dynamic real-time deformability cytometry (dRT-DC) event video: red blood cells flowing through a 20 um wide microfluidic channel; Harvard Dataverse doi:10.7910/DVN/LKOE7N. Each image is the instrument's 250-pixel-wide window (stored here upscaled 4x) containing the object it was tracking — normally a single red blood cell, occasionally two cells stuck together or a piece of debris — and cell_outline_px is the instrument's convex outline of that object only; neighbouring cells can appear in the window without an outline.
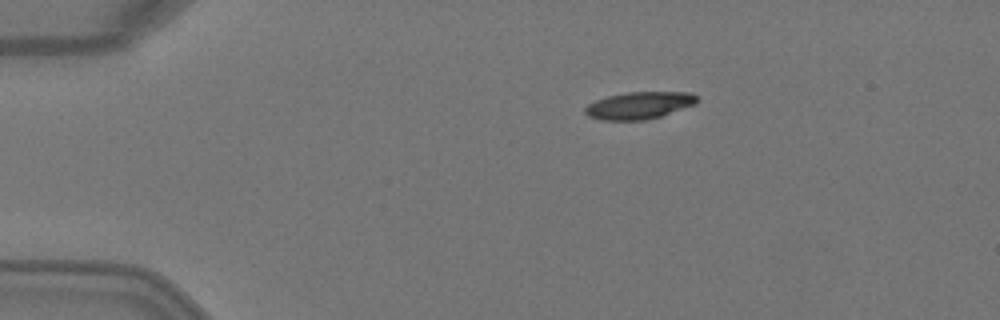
{"species": "Egyptian fruit bat (a non-hibernating species)", "species_latin": "Rousettus aegyptiacus", "temperature_condition": "warm", "stored_images_in_passage": 2, "camera_frame_rate_fps": 3000, "um_per_image_px": 0.085, "animal": {"sex": "female"}, "frame": {"image": 1, "passage_image": 1, "time_ms": 0.0, "image_size_px": [1000, 320], "cell_outline_px": [[696, 104], [648, 120], [600, 120], [588, 116], [584, 112], [584, 108], [588, 104], [596, 100], [608, 96], [628, 92], [692, 92], [696, 96]], "centroid_in_image_um": [54.31, 8.96], "position_along_channel_um": 30.7, "area_um2": 17.69}}